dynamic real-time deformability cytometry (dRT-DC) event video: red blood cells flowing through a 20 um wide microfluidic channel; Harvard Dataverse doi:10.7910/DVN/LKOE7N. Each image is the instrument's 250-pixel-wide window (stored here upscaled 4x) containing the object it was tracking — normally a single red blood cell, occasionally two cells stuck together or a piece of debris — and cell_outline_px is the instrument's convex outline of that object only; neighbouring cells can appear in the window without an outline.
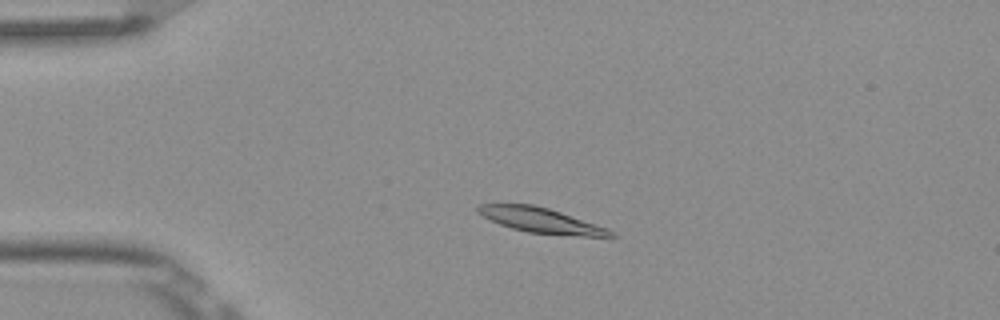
{"species": "Egyptian fruit bat (a non-hibernating species)", "species_latin": "Rousettus aegyptiacus", "temperature_condition": "room temperature", "stored_images_in_passage": 3, "camera_frame_rate_fps": 3000, "um_per_image_px": 0.085, "frame": {"image": 1, "passage_image": 2, "time_ms": 0.333, "image_size_px": [1000, 320], "cell_outline_px": [[616, 236], [580, 236], [528, 232], [512, 228], [500, 224], [476, 212], [476, 208], [480, 204], [532, 204], [548, 208], [608, 228], [616, 232]], "centroid_in_image_um": [46.0, 18.73], "position_along_channel_um": 39.0, "area_um2": 19.07}}